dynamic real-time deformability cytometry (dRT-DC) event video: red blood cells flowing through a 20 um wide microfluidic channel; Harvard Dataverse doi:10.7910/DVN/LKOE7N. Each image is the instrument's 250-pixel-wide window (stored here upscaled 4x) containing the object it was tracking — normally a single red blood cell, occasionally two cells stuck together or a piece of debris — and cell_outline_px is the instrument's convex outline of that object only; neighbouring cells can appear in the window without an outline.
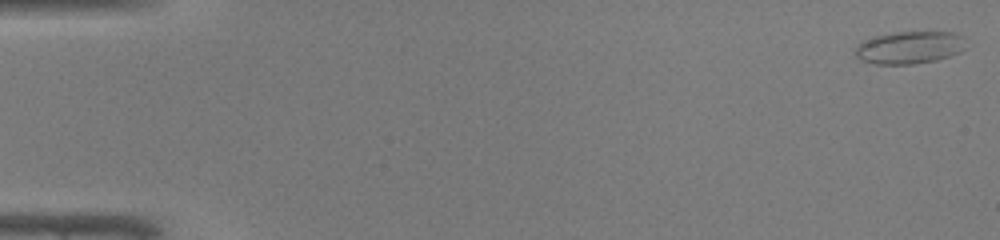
{"species": "common noctule bat (a hibernating species)", "species_latin": "Nyctalus noctula", "temperature_condition": "warm", "stored_images_in_passage": 48, "camera_frame_rate_fps": 3000, "um_per_image_px": 0.085, "animal": {"sex": "male", "body_mass_g": 19.0, "forearm_length_mm": 50.8}, "frame": {"image": 1, "passage_image": 1, "time_ms": 0.0, "image_size_px": [1000, 240], "cell_outline_px": [[964, 48], [960, 52], [936, 60], [912, 64], [876, 64], [860, 60], [856, 56], [856, 44], [864, 40], [876, 36], [896, 32], [952, 32], [964, 36]], "centroid_in_image_um": [77.29, 4.04], "position_along_channel_um": 7.7, "area_um2": 20.87}}
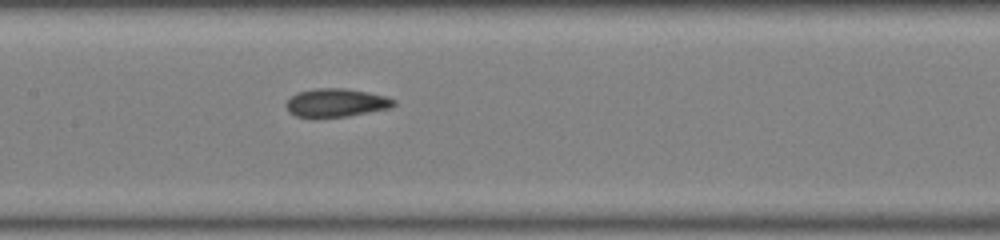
{"frame": {"image": 2, "passage_image": 24, "time_ms": 7.667, "image_size_px": [1000, 240], "cell_outline_px": [[396, 104], [392, 108], [348, 116], [296, 116], [288, 112], [284, 104], [296, 92], [316, 88], [344, 88], [368, 92], [384, 96], [396, 100]], "centroid_in_image_um": [28.58, 8.72], "position_along_channel_um": 178.8, "area_um2": 17.69}}
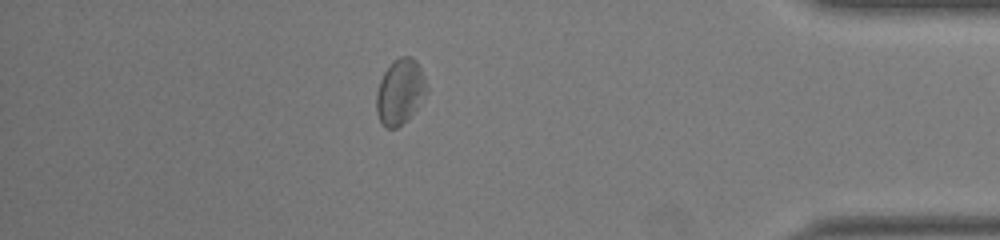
{"frame": {"image": 3, "passage_image": 42, "time_ms": 13.667, "image_size_px": [1000, 240], "cell_outline_px": [[428, 92], [416, 108], [396, 128], [384, 128], [376, 112], [376, 92], [380, 80], [384, 72], [400, 56], [412, 56], [416, 60], [428, 84]], "centroid_in_image_um": [34.01, 7.78], "position_along_channel_um": 401.2, "area_um2": 18.9}, "authors_computed_cell_mechanics": {"area_um2": 18.5538, "velocity_mm_per_s": 4.2794, "shape_relaxation_time_tau1_ms": null, "shape_relaxation_time_tau2_ms": 2.4172, "deformation_change_tau1": null, "deformation_change_tau2": 0.0744}}